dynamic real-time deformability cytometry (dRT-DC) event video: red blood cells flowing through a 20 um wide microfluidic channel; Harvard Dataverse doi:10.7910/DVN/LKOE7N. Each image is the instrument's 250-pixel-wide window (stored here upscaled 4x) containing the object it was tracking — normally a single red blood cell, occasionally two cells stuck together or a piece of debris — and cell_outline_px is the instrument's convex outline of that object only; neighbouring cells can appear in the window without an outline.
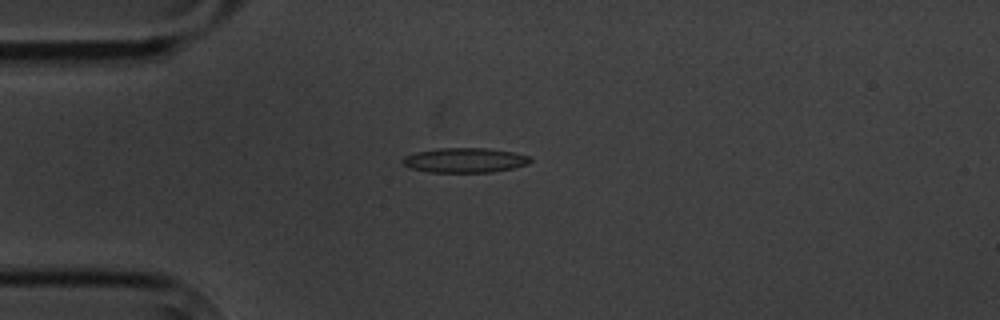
{"species": "common noctule bat (a hibernating species)", "species_latin": "Nyctalus noctula", "temperature_condition": "cold", "stored_images_in_passage": 7, "camera_frame_rate_fps": 3000, "um_per_image_px": 0.085, "animal": {"sex": "male", "body_mass_g": 20.1, "forearm_length_mm": 53.5}, "frame": {"image": 1, "passage_image": 4, "time_ms": 4.0, "image_size_px": [1000, 320], "cell_outline_px": [[532, 160], [528, 164], [512, 168], [492, 172], [428, 172], [408, 168], [400, 160], [404, 156], [416, 152], [440, 148], [488, 148], [512, 152], [528, 156]], "centroid_in_image_um": [39.46, 13.62], "position_along_channel_um": 45.5, "area_um2": 18.38}}
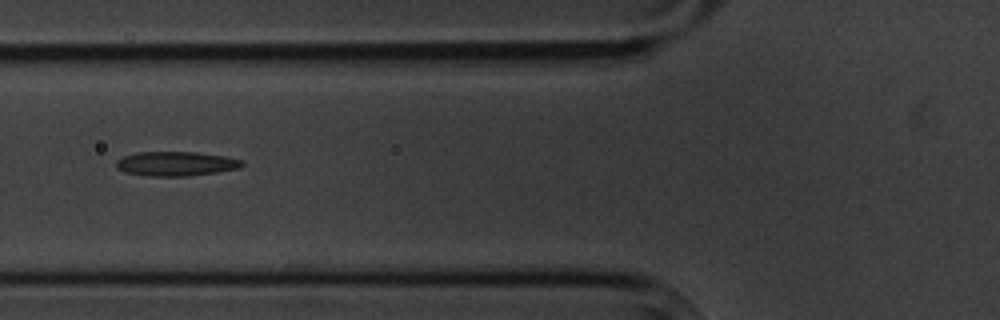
{"frame": {"image": 2, "passage_image": 6, "time_ms": 6.333, "image_size_px": [1000, 320], "cell_outline_px": [[244, 164], [240, 168], [216, 172], [188, 176], [144, 176], [124, 172], [116, 168], [116, 160], [124, 156], [136, 152], [196, 152], [224, 156], [244, 160]], "centroid_in_image_um": [14.94, 13.92], "position_along_channel_um": 110.9, "area_um2": 18.03}}
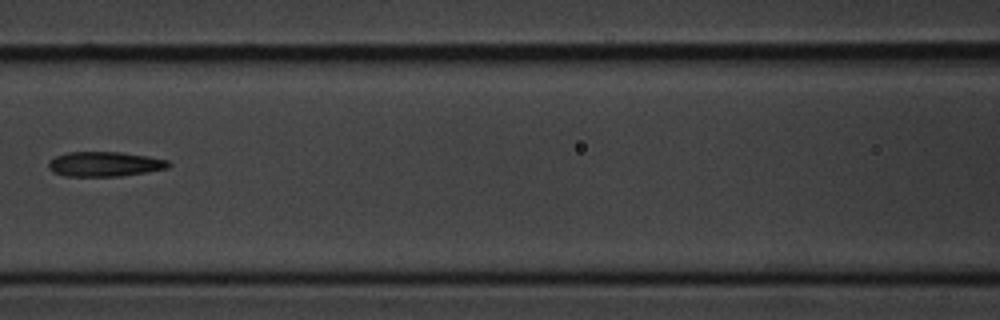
{"frame": {"image": 3, "passage_image": 7, "time_ms": 7.667, "image_size_px": [1000, 320], "cell_outline_px": [[172, 164], [168, 168], [120, 176], [64, 176], [52, 172], [48, 168], [48, 160], [56, 156], [68, 152], [120, 152], [148, 156], [168, 160]], "centroid_in_image_um": [8.87, 13.94], "position_along_channel_um": 157.7, "area_um2": 17.4}}